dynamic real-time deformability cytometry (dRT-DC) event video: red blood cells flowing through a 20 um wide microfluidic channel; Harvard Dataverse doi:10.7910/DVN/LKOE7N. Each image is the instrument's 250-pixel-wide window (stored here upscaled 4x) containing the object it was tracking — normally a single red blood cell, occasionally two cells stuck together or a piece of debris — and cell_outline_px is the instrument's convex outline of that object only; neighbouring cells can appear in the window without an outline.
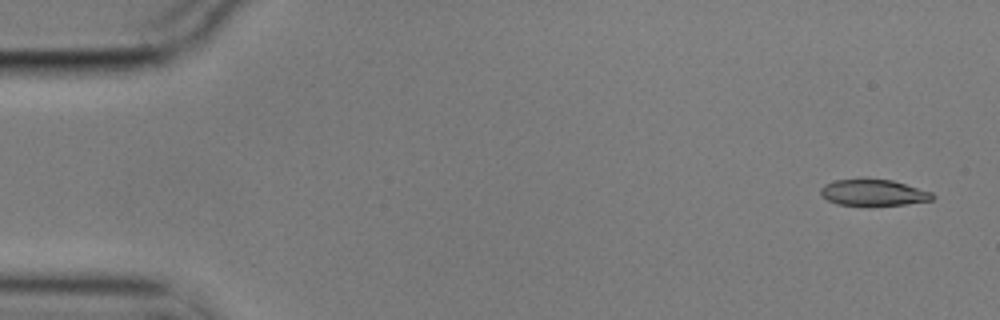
{"species": "common noctule bat (a hibernating species)", "species_latin": "Nyctalus noctula", "temperature_condition": "cold", "stored_images_in_passage": 55, "camera_frame_rate_fps": 3000, "um_per_image_px": 0.085, "animal": {"sex": "male", "body_mass_g": 17.9}, "frame": {"image": 1, "passage_image": 1, "time_ms": 0.0, "image_size_px": [1000, 320], "cell_outline_px": [[936, 196], [932, 200], [908, 204], [836, 204], [820, 196], [820, 188], [824, 184], [836, 180], [892, 180], [932, 192]], "centroid_in_image_um": [74.24, 16.37], "position_along_channel_um": 10.8, "area_um2": 16.65}}
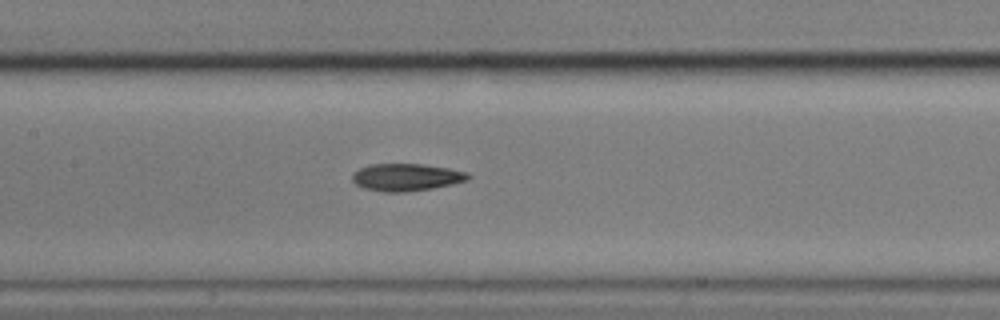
{"frame": {"image": 2, "passage_image": 25, "time_ms": 8.0, "image_size_px": [1000, 320], "cell_outline_px": [[472, 176], [468, 180], [452, 184], [432, 188], [404, 192], [384, 192], [364, 188], [356, 184], [352, 180], [352, 172], [368, 164], [424, 164], [448, 168], [468, 172]], "centroid_in_image_um": [34.53, 15.06], "position_along_channel_um": 172.9, "area_um2": 18.55}}
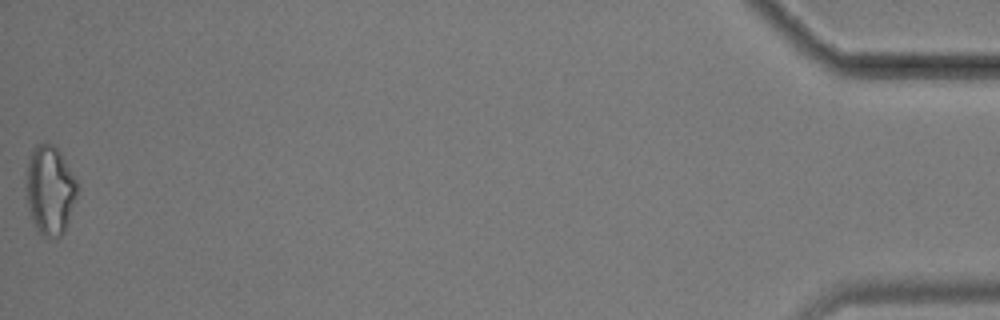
{"frame": {"image": 3, "passage_image": 55, "time_ms": 18.0, "image_size_px": [1000, 320], "cell_outline_px": [[76, 192], [68, 220], [64, 232], [60, 236], [48, 240], [36, 232], [28, 208], [24, 192], [24, 184], [28, 156], [32, 148], [36, 144], [44, 140], [52, 144], [56, 148], [64, 160], [76, 180]], "centroid_in_image_um": [4.15, 16.16], "position_along_channel_um": 431.0, "area_um2": 26.99}, "authors_computed_cell_mechanics": {"area_um2": 18.496, "velocity_mm_per_s": 3.5374, "shape_relaxation_time_tau1_ms": 9.1837, "shape_relaxation_time_tau2_ms": 2.9671, "deformation_change_tau1": 0.2227, "deformation_change_tau2": 0.1095}}